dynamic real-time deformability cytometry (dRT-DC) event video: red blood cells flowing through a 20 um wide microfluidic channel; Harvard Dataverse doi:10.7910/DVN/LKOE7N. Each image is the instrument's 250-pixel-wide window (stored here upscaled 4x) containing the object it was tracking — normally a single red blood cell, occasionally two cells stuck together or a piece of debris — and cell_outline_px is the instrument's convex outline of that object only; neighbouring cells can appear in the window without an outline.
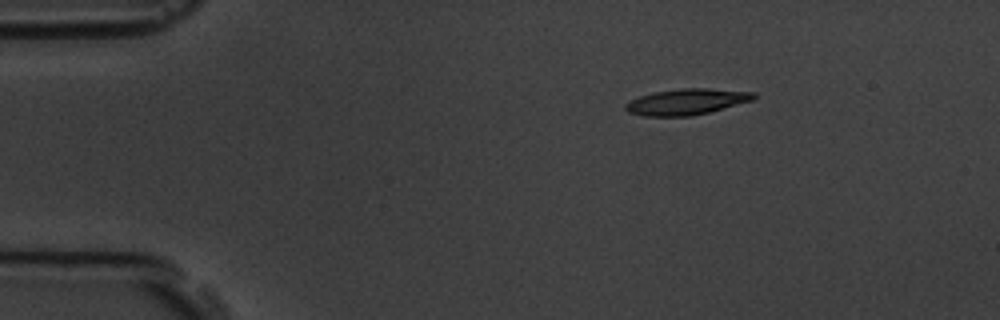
{"species": "common noctule bat (a hibernating species)", "species_latin": "Nyctalus noctula", "temperature_condition": "room temperature", "stored_images_in_passage": 3, "camera_frame_rate_fps": 3000, "um_per_image_px": 0.085, "animal": {"sex": "male", "body_mass_g": 19.5, "forearm_length_mm": 54.6}, "frame": {"image": 1, "passage_image": 1, "time_ms": 0.0, "image_size_px": [1000, 320], "cell_outline_px": [[756, 96], [752, 100], [708, 112], [692, 116], [644, 116], [628, 112], [624, 108], [624, 104], [640, 96], [652, 92], [680, 88], [708, 88], [756, 92]], "centroid_in_image_um": [58.34, 8.64], "position_along_channel_um": 26.7, "area_um2": 19.36}}